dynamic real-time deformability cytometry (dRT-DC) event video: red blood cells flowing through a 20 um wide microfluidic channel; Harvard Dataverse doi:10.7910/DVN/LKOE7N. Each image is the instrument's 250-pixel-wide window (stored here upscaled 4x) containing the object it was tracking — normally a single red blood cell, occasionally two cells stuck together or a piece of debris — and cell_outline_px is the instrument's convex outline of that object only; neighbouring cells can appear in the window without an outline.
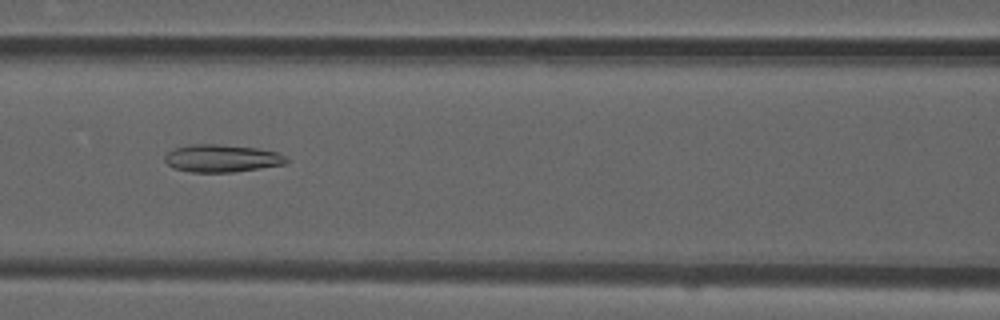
{"species": "common noctule bat (a hibernating species)", "species_latin": "Nyctalus noctula", "temperature_condition": "room temperature", "stored_images_in_passage": 43, "camera_frame_rate_fps": 3000, "um_per_image_px": 0.085, "animal": {"sex": "male", "forearm_length_mm": 52.5}, "frame": {"image": 1, "passage_image": 14, "time_ms": 4.333, "image_size_px": [1000, 320], "cell_outline_px": [[288, 160], [284, 164], [232, 172], [192, 172], [172, 168], [164, 160], [164, 156], [172, 148], [188, 144], [220, 144], [256, 148], [276, 152], [284, 156]], "centroid_in_image_um": [18.77, 13.45], "position_along_channel_um": 147.8, "area_um2": 19.48}}
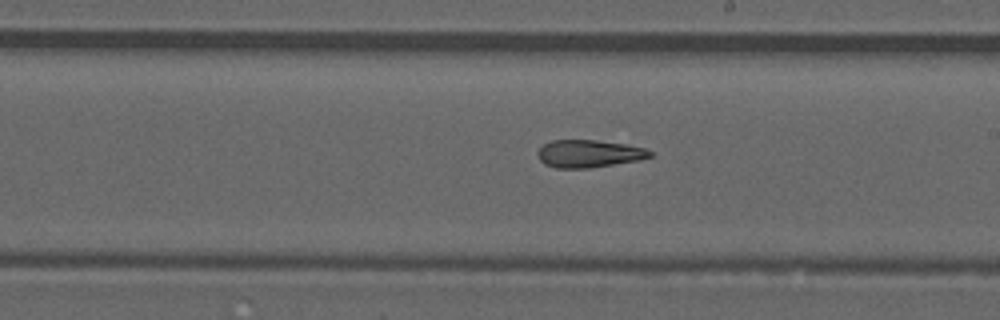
{"frame": {"image": 2, "passage_image": 21, "time_ms": 6.667, "image_size_px": [1000, 320], "cell_outline_px": [[652, 156], [640, 160], [588, 168], [556, 168], [544, 164], [540, 160], [536, 152], [544, 144], [552, 140], [596, 140], [624, 144], [644, 148], [652, 152]], "centroid_in_image_um": [50.03, 13.06], "position_along_channel_um": 239.0, "area_um2": 17.98}}
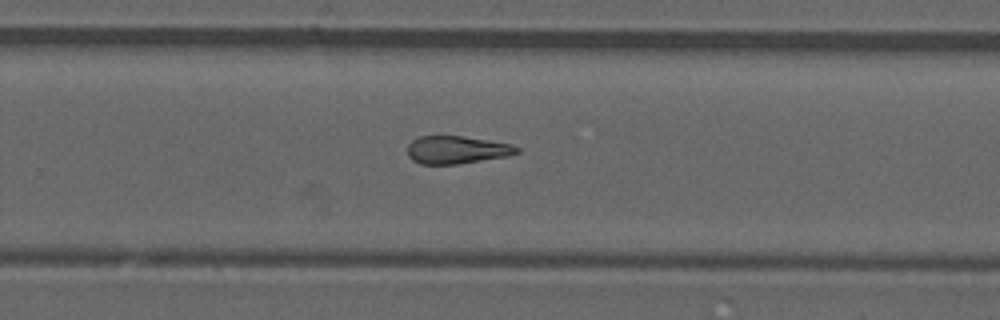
{"frame": {"image": 3, "passage_image": 25, "time_ms": 8.0, "image_size_px": [1000, 320], "cell_outline_px": [[520, 152], [508, 156], [456, 164], [420, 164], [412, 160], [408, 156], [408, 144], [412, 140], [420, 136], [464, 136], [512, 144], [520, 148]], "centroid_in_image_um": [38.83, 12.73], "position_along_channel_um": 291.0, "area_um2": 17.74}, "authors_computed_cell_mechanics": {"area_um2": 18.6116, "velocity_mm_per_s": 3.9192, "shape_relaxation_time_tau1_ms": null, "shape_relaxation_time_tau2_ms": 6.2605, "deformation_change_tau1": null, "deformation_change_tau2": 0.1726}}